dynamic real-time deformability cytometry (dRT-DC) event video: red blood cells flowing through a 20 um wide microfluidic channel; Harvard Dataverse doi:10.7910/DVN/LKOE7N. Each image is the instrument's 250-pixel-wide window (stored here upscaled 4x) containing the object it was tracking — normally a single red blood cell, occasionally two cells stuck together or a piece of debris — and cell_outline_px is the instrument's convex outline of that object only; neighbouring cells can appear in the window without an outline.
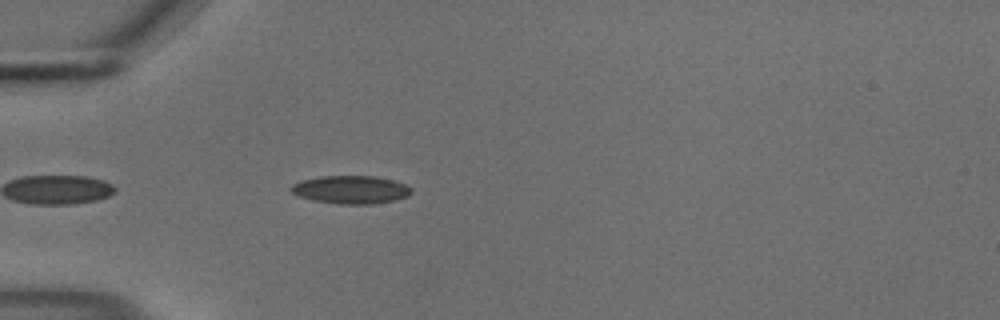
{"species": "common noctule bat (a hibernating species)", "species_latin": "Nyctalus noctula", "temperature_condition": "cold", "stored_images_in_passage": 8, "camera_frame_rate_fps": 3000, "um_per_image_px": 0.085, "animal": {"sex": "male", "body_mass_g": 18.8}, "frame": {"image": 1, "passage_image": 4, "time_ms": 1.0, "image_size_px": [1000, 320], "cell_outline_px": [[412, 192], [408, 196], [392, 200], [372, 204], [340, 204], [312, 200], [300, 196], [292, 192], [288, 188], [292, 184], [300, 180], [320, 176], [376, 176], [392, 180], [404, 184], [412, 188]], "centroid_in_image_um": [29.79, 16.11], "position_along_channel_um": 55.2, "area_um2": 19.65}}
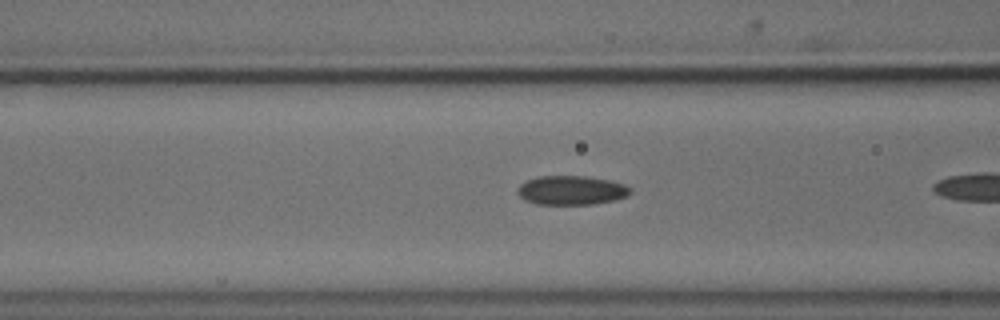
{"frame": {"image": 2, "passage_image": 7, "time_ms": 2.0, "image_size_px": [1000, 320], "cell_outline_px": [[632, 192], [628, 196], [616, 200], [592, 204], [536, 204], [524, 200], [516, 192], [520, 184], [528, 180], [540, 176], [588, 176], [612, 180], [624, 184], [632, 188]], "centroid_in_image_um": [48.61, 16.17], "position_along_channel_um": 118.0, "area_um2": 19.36}}